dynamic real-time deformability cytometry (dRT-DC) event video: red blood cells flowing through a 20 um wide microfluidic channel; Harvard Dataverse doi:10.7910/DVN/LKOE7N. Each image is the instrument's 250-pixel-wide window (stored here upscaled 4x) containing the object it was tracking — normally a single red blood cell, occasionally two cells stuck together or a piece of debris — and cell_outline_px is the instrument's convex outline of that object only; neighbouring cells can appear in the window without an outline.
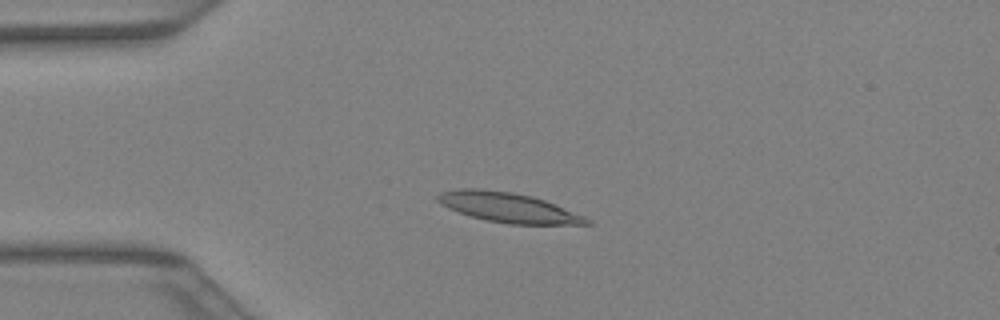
{"species": "Egyptian fruit bat (a non-hibernating species)", "species_latin": "Rousettus aegyptiacus", "temperature_condition": "warm", "stored_images_in_passage": 41, "camera_frame_rate_fps": 3000, "um_per_image_px": 0.085, "animal": {"sex": "female"}, "frame": {"image": 1, "passage_image": 10, "time_ms": 3.0, "image_size_px": [1000, 320], "cell_outline_px": [[592, 224], [508, 224], [488, 220], [472, 216], [448, 208], [440, 204], [436, 200], [436, 196], [440, 192], [460, 188], [480, 188], [512, 192], [532, 196], [544, 200], [584, 216], [592, 220]], "centroid_in_image_um": [43.17, 17.62], "position_along_channel_um": 41.8, "area_um2": 25.66}}
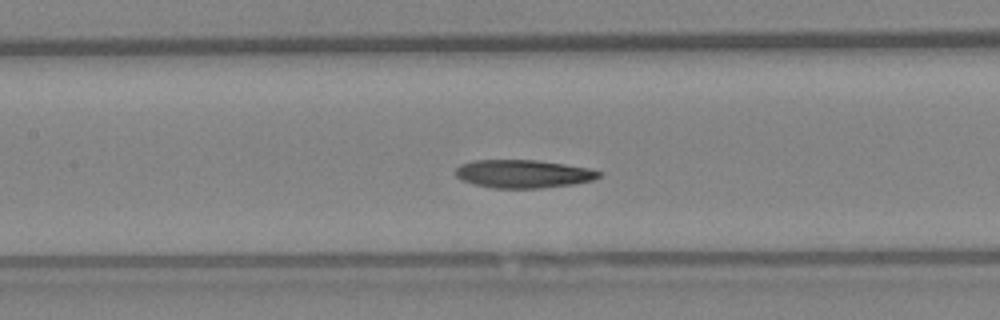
{"frame": {"image": 2, "passage_image": 19, "time_ms": 6.0, "image_size_px": [1000, 320], "cell_outline_px": [[604, 172], [600, 176], [592, 180], [576, 184], [540, 188], [492, 188], [460, 180], [456, 176], [456, 168], [460, 164], [472, 160], [536, 160], [564, 164], [588, 168]], "centroid_in_image_um": [44.47, 14.77], "position_along_channel_um": 162.9, "area_um2": 23.58}}
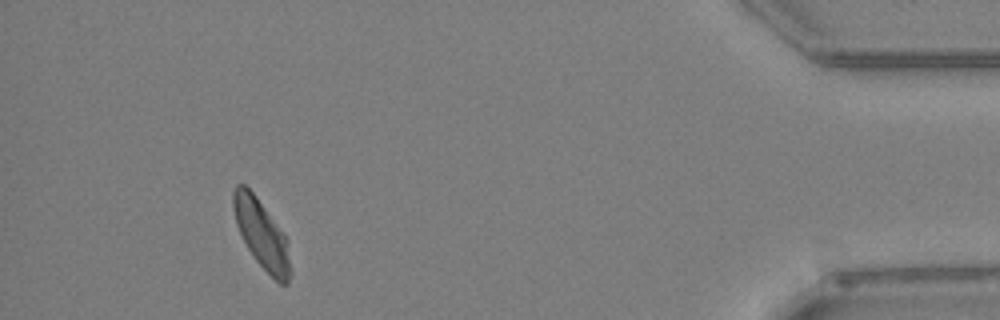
{"frame": {"image": 3, "passage_image": 38, "time_ms": 12.333, "image_size_px": [1000, 320], "cell_outline_px": [[292, 272], [288, 284], [280, 284], [256, 260], [248, 248], [236, 224], [232, 208], [232, 192], [236, 184], [244, 184], [256, 196], [284, 232], [288, 240]], "centroid_in_image_um": [22.26, 19.9], "position_along_channel_um": 412.9, "area_um2": 22.95}}